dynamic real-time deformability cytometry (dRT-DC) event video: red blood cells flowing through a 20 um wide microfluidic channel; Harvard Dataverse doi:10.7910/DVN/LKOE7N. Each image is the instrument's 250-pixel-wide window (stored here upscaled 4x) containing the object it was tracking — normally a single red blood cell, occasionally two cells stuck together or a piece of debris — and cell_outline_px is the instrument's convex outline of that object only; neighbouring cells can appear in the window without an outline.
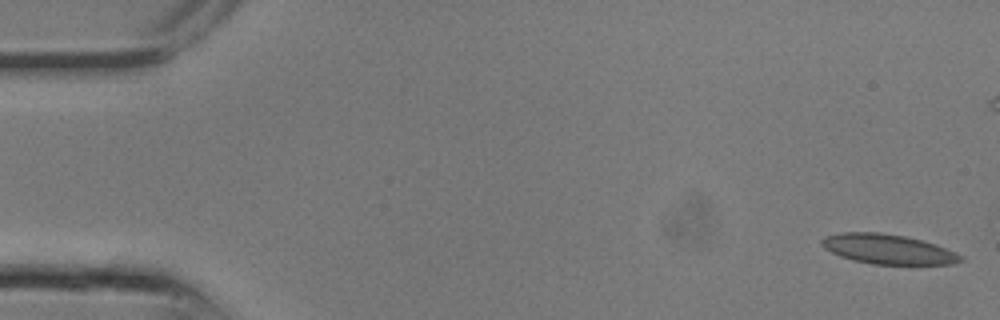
{"species": "common noctule bat (a hibernating species)", "species_latin": "Nyctalus noctula", "temperature_condition": "room temperature", "stored_images_in_passage": 17, "camera_frame_rate_fps": 3000, "um_per_image_px": 0.085, "animal": {"sex": "male", "body_mass_g": 13.3}, "frame": {"image": 1, "passage_image": 1, "time_ms": 0.0, "image_size_px": [1000, 320], "cell_outline_px": [[964, 260], [956, 264], [872, 264], [840, 256], [824, 248], [820, 244], [820, 240], [824, 236], [840, 232], [880, 232], [904, 236], [936, 244], [956, 252], [964, 256]], "centroid_in_image_um": [75.49, 21.17], "position_along_channel_um": 9.5, "area_um2": 24.16}}
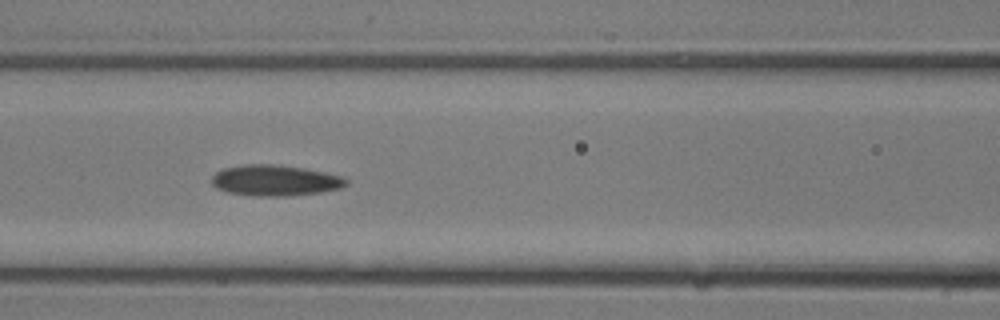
{"frame": {"image": 2, "passage_image": 11, "time_ms": 3.333, "image_size_px": [1000, 320], "cell_outline_px": [[348, 184], [340, 188], [320, 192], [284, 196], [252, 196], [228, 192], [216, 188], [212, 184], [212, 176], [216, 172], [224, 168], [244, 164], [280, 164], [304, 168], [324, 172], [340, 176], [348, 180]], "centroid_in_image_um": [23.36, 15.33], "position_along_channel_um": 143.2, "area_um2": 24.22}}
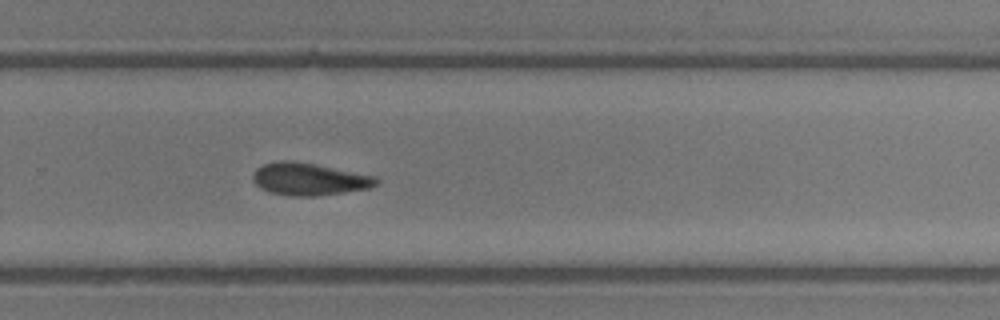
{"frame": {"image": 3, "passage_image": 17, "time_ms": 5.333, "image_size_px": [1000, 320], "cell_outline_px": [[380, 184], [368, 188], [344, 192], [316, 196], [292, 196], [268, 192], [260, 188], [252, 180], [252, 176], [256, 168], [264, 164], [280, 160], [288, 160], [316, 164], [376, 176], [380, 180]], "centroid_in_image_um": [26.28, 15.22], "position_along_channel_um": 303.5, "area_um2": 23.41}}